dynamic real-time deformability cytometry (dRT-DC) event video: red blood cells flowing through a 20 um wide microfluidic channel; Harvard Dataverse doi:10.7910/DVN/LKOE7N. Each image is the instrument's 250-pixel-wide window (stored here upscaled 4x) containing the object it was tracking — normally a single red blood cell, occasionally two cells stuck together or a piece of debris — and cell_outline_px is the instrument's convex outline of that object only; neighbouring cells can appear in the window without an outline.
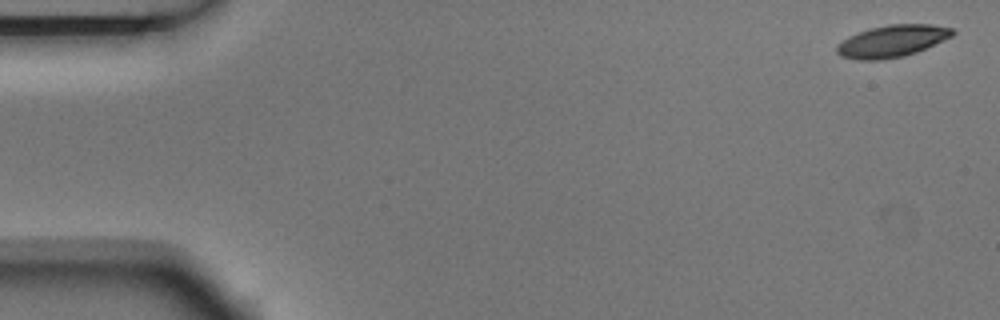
{"species": "Egyptian fruit bat (a non-hibernating species)", "species_latin": "Rousettus aegyptiacus", "temperature_condition": "room temperature", "stored_images_in_passage": 5, "camera_frame_rate_fps": 3000, "um_per_image_px": 0.085, "animal": {"sex": "male"}, "frame": {"image": 1, "passage_image": 1, "time_ms": 0.0, "image_size_px": [1000, 320], "cell_outline_px": [[956, 32], [952, 36], [916, 52], [904, 56], [880, 60], [856, 60], [840, 56], [836, 52], [836, 48], [848, 36], [872, 28], [888, 24], [932, 24], [952, 28]], "centroid_in_image_um": [75.83, 3.5], "position_along_channel_um": 9.2, "area_um2": 21.39}}
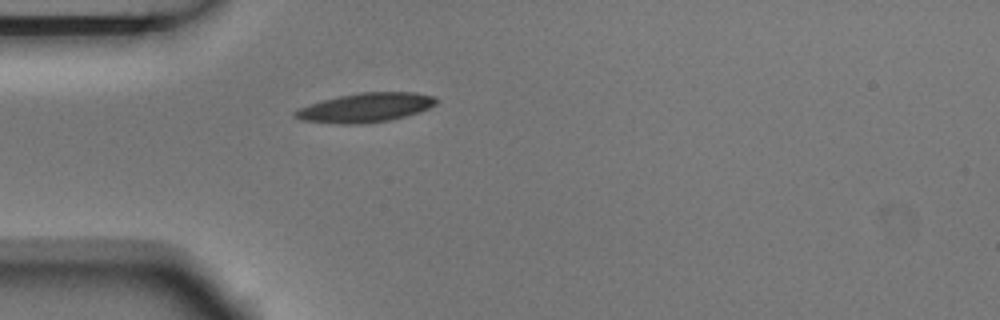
{"frame": {"image": 2, "passage_image": 5, "time_ms": 1.333, "image_size_px": [1000, 320], "cell_outline_px": [[440, 100], [436, 104], [428, 108], [404, 116], [388, 120], [352, 124], [344, 124], [300, 120], [292, 116], [292, 112], [300, 108], [324, 100], [340, 96], [360, 92], [416, 92], [436, 96]], "centroid_in_image_um": [31.1, 9.13], "position_along_channel_um": 53.9, "area_um2": 23.7}}